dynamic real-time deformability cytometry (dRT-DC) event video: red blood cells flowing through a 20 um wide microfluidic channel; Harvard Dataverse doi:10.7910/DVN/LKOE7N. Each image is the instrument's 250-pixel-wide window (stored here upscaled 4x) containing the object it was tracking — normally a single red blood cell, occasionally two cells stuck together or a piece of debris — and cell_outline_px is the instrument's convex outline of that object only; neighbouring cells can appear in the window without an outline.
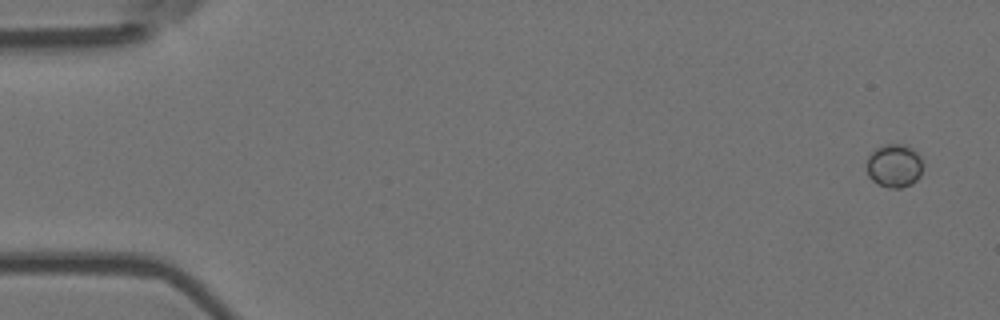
{"species": "Egyptian fruit bat (a non-hibernating species)", "species_latin": "Rousettus aegyptiacus", "temperature_condition": "room temperature", "stored_images_in_passage": 5, "camera_frame_rate_fps": 3000, "um_per_image_px": 0.085, "animal": {"sex": "female"}, "frame": {"image": 1, "passage_image": 1, "time_ms": 0.0, "image_size_px": [1000, 320], "cell_outline_px": [[920, 176], [912, 184], [900, 188], [892, 188], [876, 184], [868, 176], [868, 156], [876, 148], [884, 144], [904, 144], [912, 148], [920, 156]], "centroid_in_image_um": [75.99, 14.09], "position_along_channel_um": 9.0, "area_um2": 14.05}}
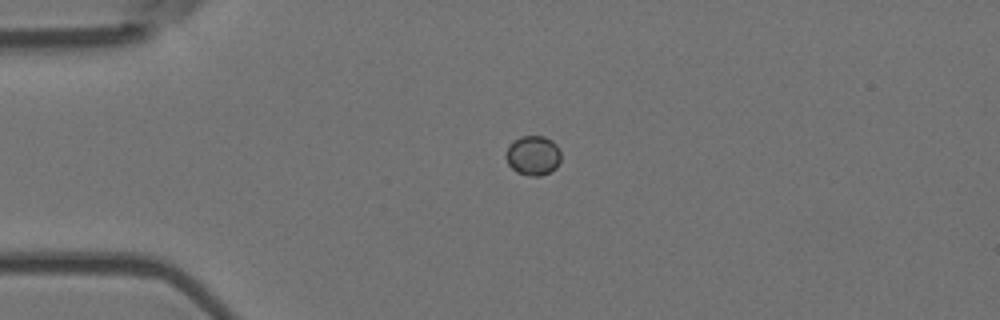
{"frame": {"image": 2, "passage_image": 4, "time_ms": 1.0, "image_size_px": [1000, 320], "cell_outline_px": [[560, 160], [556, 168], [540, 176], [532, 176], [516, 172], [508, 164], [504, 156], [512, 140], [520, 136], [544, 136], [552, 140], [556, 144], [560, 152]], "centroid_in_image_um": [45.29, 13.2], "position_along_channel_um": 39.7, "area_um2": 12.77}}